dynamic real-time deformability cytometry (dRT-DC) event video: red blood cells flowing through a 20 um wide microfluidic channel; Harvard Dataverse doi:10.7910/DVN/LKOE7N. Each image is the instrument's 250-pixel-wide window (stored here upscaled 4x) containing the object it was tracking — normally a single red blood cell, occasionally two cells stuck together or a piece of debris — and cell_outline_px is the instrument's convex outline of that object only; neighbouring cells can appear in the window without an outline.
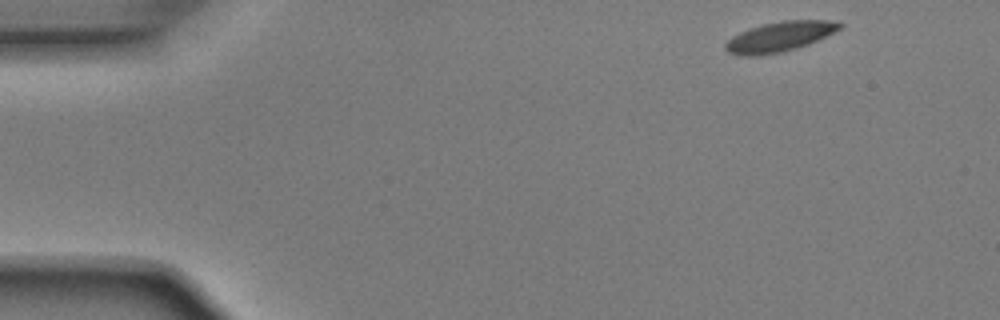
{"species": "Egyptian fruit bat (a non-hibernating species)", "species_latin": "Rousettus aegyptiacus", "temperature_condition": "room temperature", "stored_images_in_passage": 48, "camera_frame_rate_fps": 3000, "um_per_image_px": 0.085, "animal": {"sex": "male"}, "frame": {"image": 1, "passage_image": 1, "time_ms": 0.0, "image_size_px": [1000, 320], "cell_outline_px": [[844, 24], [840, 28], [808, 44], [796, 48], [780, 52], [756, 56], [740, 56], [728, 52], [724, 48], [724, 44], [732, 36], [740, 32], [764, 24], [784, 20], [840, 20]], "centroid_in_image_um": [66.25, 3.11], "position_along_channel_um": 18.7, "area_um2": 19.77}}
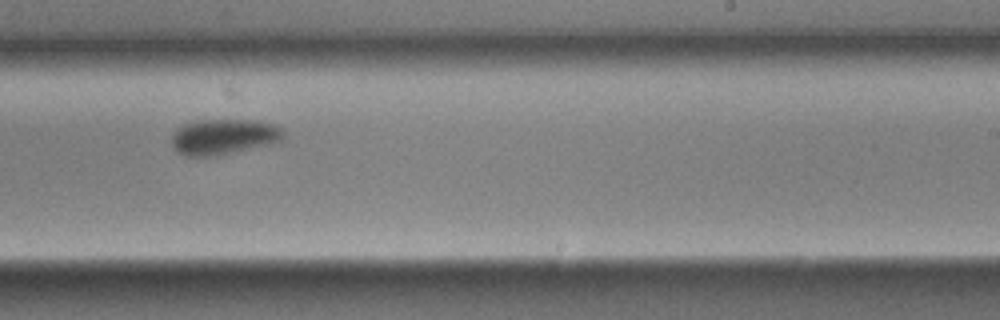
{"frame": {"image": 2, "passage_image": 28, "time_ms": 9.0, "image_size_px": [1000, 320], "cell_outline_px": [[284, 136], [280, 140], [268, 144], [216, 156], [188, 156], [180, 152], [172, 144], [172, 132], [176, 128], [192, 120], [256, 120], [272, 124], [280, 128], [284, 132]], "centroid_in_image_um": [18.97, 11.6], "position_along_channel_um": 270.0, "area_um2": 22.95}}
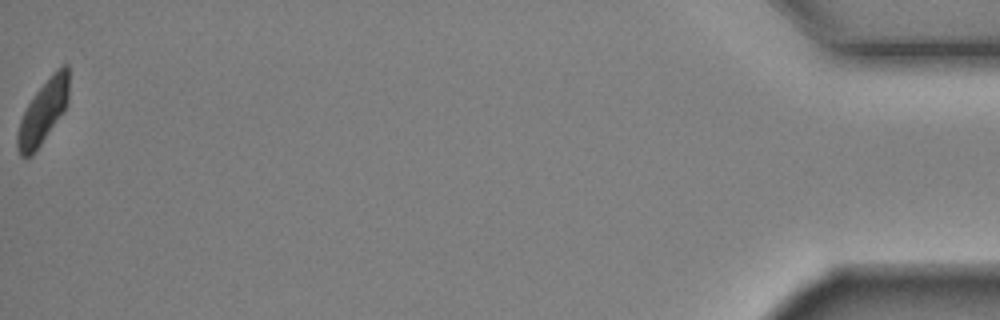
{"frame": {"image": 3, "passage_image": 48, "time_ms": 15.667, "image_size_px": [1000, 320], "cell_outline_px": [[68, 104], [64, 112], [40, 144], [28, 156], [20, 156], [16, 148], [16, 136], [20, 120], [28, 104], [36, 92], [52, 72], [60, 64], [68, 64]], "centroid_in_image_um": [3.68, 9.45], "position_along_channel_um": 431.5, "area_um2": 18.79}, "authors_computed_cell_mechanics": {"area_um2": 21.5594, "velocity_mm_per_s": 3.8878, "shape_relaxation_time_tau1_ms": 2.0067, "shape_relaxation_time_tau2_ms": null, "deformation_change_tau1": 0.1043, "deformation_change_tau2": null}}